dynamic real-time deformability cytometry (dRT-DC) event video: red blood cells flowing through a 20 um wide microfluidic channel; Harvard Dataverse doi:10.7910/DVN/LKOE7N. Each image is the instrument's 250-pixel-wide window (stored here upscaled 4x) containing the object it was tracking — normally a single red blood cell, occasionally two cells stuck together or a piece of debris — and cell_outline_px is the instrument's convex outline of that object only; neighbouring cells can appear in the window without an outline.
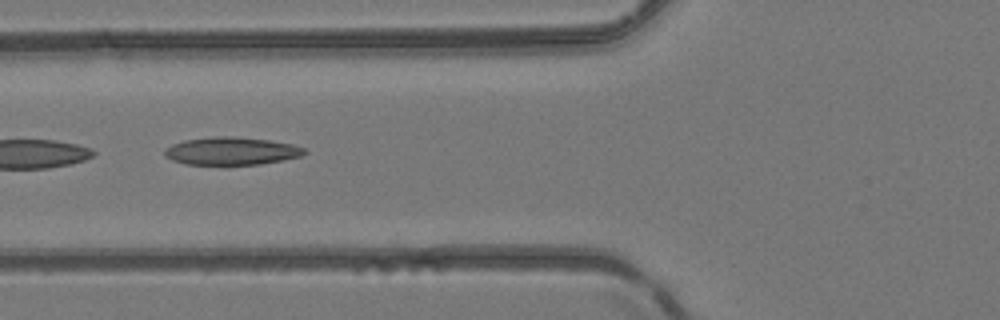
{"species": "common noctule bat (a hibernating species)", "species_latin": "Nyctalus noctula", "temperature_condition": "room temperature", "stored_images_in_passage": 12, "camera_frame_rate_fps": 3000, "um_per_image_px": 0.085, "animal": {"sex": "female", "body_mass_g": 24.6, "forearm_length_mm": 56.2}, "frame": {"image": 1, "passage_image": 7, "time_ms": 2.0, "image_size_px": [1000, 320], "cell_outline_px": [[308, 152], [300, 156], [260, 164], [188, 164], [172, 160], [164, 156], [164, 148], [172, 144], [184, 140], [216, 136], [232, 136], [268, 140], [292, 144], [304, 148]], "centroid_in_image_um": [19.64, 12.83], "position_along_channel_um": 106.2, "area_um2": 22.43}}
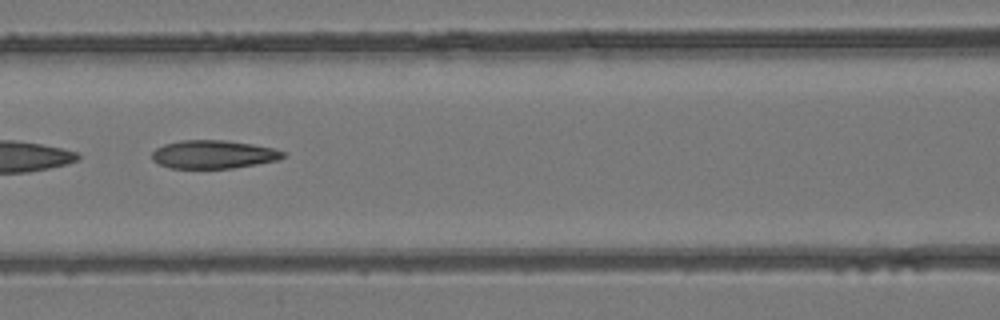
{"frame": {"image": 2, "passage_image": 10, "time_ms": 3.0, "image_size_px": [1000, 320], "cell_outline_px": [[284, 156], [280, 160], [232, 168], [172, 168], [160, 164], [152, 160], [152, 152], [156, 148], [164, 144], [180, 140], [224, 140], [252, 144], [272, 148], [284, 152]], "centroid_in_image_um": [18.12, 13.12], "position_along_channel_um": 148.5, "area_um2": 21.5}}